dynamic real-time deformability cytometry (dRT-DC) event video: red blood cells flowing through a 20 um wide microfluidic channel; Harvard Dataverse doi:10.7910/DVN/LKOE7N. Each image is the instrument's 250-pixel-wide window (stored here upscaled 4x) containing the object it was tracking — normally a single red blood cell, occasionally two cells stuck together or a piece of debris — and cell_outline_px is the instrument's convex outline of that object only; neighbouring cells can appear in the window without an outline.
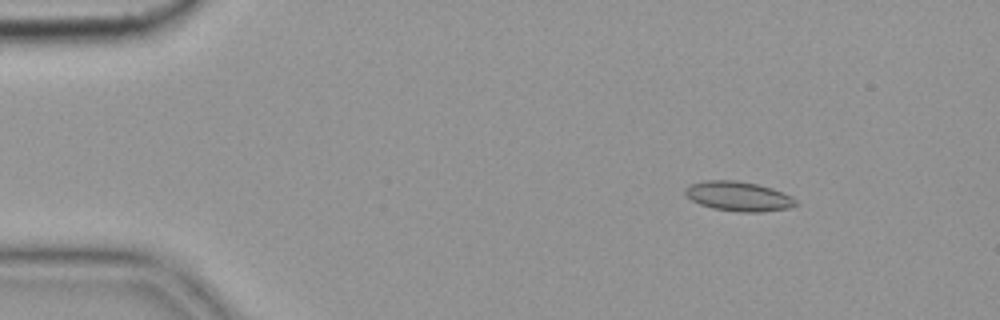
{"species": "common noctule bat (a hibernating species)", "species_latin": "Nyctalus noctula", "temperature_condition": "cold", "stored_images_in_passage": 8, "camera_frame_rate_fps": 3000, "um_per_image_px": 0.085, "animal": {"sex": "female", "body_mass_g": 19.9}, "frame": {"image": 1, "passage_image": 3, "time_ms": 0.667, "image_size_px": [1000, 320], "cell_outline_px": [[800, 204], [792, 208], [760, 212], [740, 212], [712, 208], [700, 204], [692, 200], [684, 192], [684, 188], [688, 184], [704, 180], [736, 180], [756, 184], [772, 188], [792, 196]], "centroid_in_image_um": [62.79, 16.68], "position_along_channel_um": 22.2, "area_um2": 19.31}}
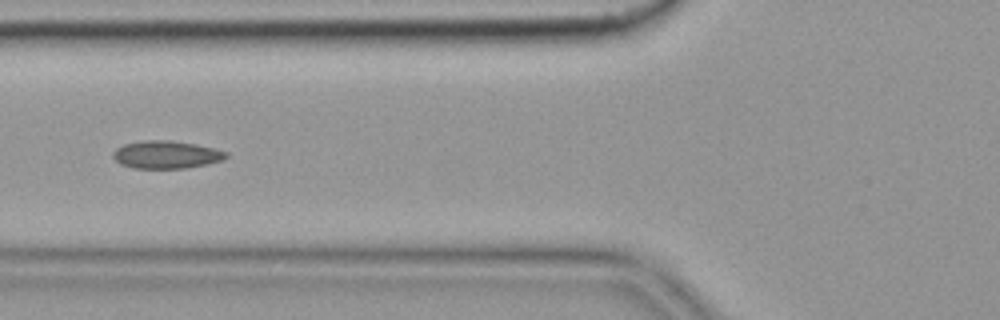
{"frame": {"image": 2, "passage_image": 7, "time_ms": 2.0, "image_size_px": [1000, 320], "cell_outline_px": [[228, 156], [224, 160], [208, 164], [188, 168], [132, 168], [120, 164], [112, 156], [112, 152], [116, 148], [124, 144], [144, 140], [172, 140], [196, 144], [216, 148], [228, 152]], "centroid_in_image_um": [14.16, 13.14], "position_along_channel_um": 111.6, "area_um2": 18.55}}